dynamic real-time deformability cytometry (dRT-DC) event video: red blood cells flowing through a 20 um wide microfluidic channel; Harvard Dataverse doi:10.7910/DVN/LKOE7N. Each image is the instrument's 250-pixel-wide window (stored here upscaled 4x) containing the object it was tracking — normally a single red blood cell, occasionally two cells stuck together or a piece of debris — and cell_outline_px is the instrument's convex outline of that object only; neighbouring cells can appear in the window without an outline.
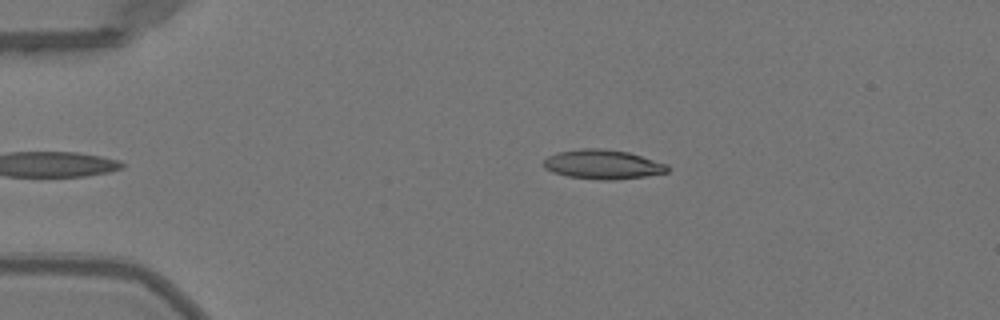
{"species": "Egyptian fruit bat (a non-hibernating species)", "species_latin": "Rousettus aegyptiacus", "temperature_condition": "warm", "stored_images_in_passage": 3, "camera_frame_rate_fps": 3000, "um_per_image_px": 0.085, "animal": {"sex": "female"}, "frame": {"image": 1, "passage_image": 1, "time_ms": 0.0, "image_size_px": [1000, 320], "cell_outline_px": [[668, 172], [644, 176], [616, 180], [600, 180], [568, 176], [552, 172], [544, 168], [544, 160], [548, 156], [560, 152], [584, 148], [600, 148], [628, 152], [668, 164]], "centroid_in_image_um": [51.24, 13.98], "position_along_channel_um": 33.8, "area_um2": 21.04}}